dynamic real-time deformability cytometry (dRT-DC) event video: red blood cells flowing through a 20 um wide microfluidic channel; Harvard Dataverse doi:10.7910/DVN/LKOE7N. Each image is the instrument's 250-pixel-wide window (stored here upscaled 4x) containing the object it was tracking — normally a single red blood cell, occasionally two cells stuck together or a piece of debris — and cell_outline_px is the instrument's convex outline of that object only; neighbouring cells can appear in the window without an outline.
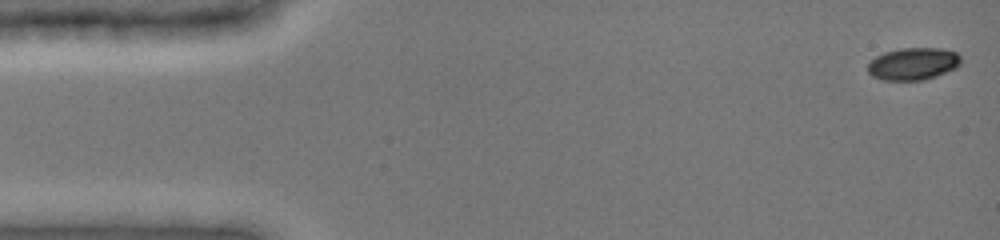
{"species": "common noctule bat (a hibernating species)", "species_latin": "Nyctalus noctula", "temperature_condition": "cold", "stored_images_in_passage": 48, "camera_frame_rate_fps": 3000, "um_per_image_px": 0.085, "animal": {"sex": "female", "body_mass_g": 19.0, "forearm_length_mm": 51.5}, "frame": {"image": 1, "passage_image": 1, "time_ms": 0.0, "image_size_px": [1000, 240], "cell_outline_px": [[960, 64], [956, 68], [936, 76], [924, 80], [880, 80], [872, 76], [868, 72], [868, 64], [876, 56], [884, 52], [900, 48], [944, 48], [956, 52], [960, 56]], "centroid_in_image_um": [77.62, 5.42], "position_along_channel_um": 7.4, "area_um2": 17.63}}
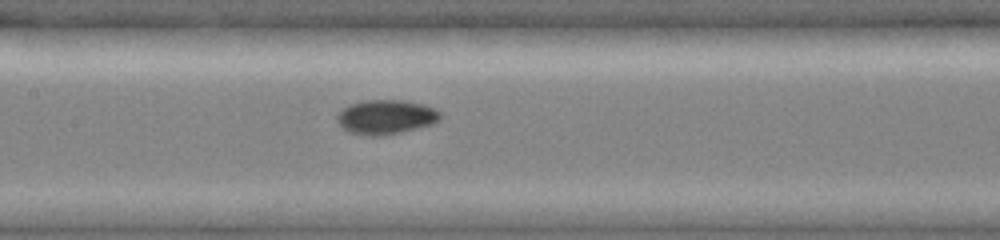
{"frame": {"image": 2, "passage_image": 23, "time_ms": 7.333, "image_size_px": [1000, 240], "cell_outline_px": [[440, 120], [432, 124], [400, 132], [380, 136], [368, 136], [348, 132], [336, 120], [336, 116], [348, 104], [364, 100], [404, 100], [424, 104], [440, 112]], "centroid_in_image_um": [32.78, 9.94], "position_along_channel_um": 174.6, "area_um2": 20.63}}
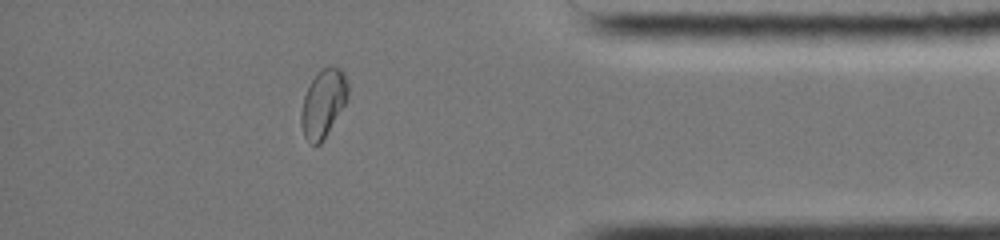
{"frame": {"image": 3, "passage_image": 42, "time_ms": 13.667, "image_size_px": [1000, 240], "cell_outline_px": [[348, 100], [320, 144], [312, 144], [304, 136], [300, 124], [300, 112], [304, 96], [312, 80], [324, 68], [340, 68], [344, 72], [348, 84]], "centroid_in_image_um": [27.48, 8.81], "position_along_channel_um": 407.7, "area_um2": 18.21}, "authors_computed_cell_mechanics": {"area_um2": 18.6983, "velocity_mm_per_s": 3.9388, "shape_relaxation_time_tau1_ms": 6.8251, "shape_relaxation_time_tau2_ms": 2.1952, "deformation_change_tau1": 0.1423, "deformation_change_tau2": 0.0343}}